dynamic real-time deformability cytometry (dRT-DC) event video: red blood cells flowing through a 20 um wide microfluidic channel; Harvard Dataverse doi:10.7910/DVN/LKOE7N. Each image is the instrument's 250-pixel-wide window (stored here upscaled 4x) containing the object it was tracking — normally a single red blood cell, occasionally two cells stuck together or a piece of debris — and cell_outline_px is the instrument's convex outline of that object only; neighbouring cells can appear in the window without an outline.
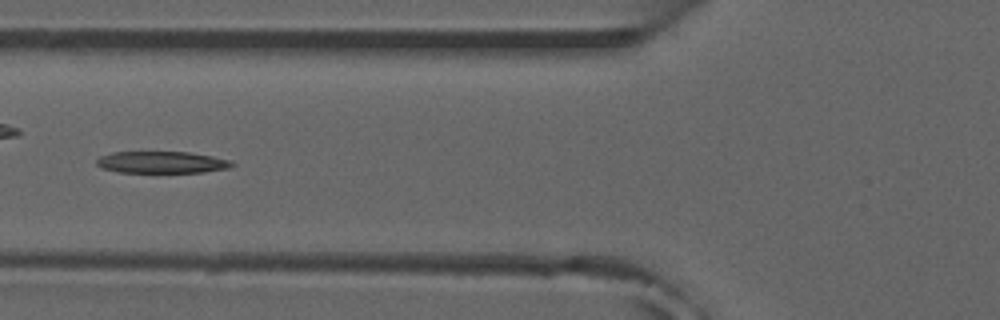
{"species": "common noctule bat (a hibernating species)", "species_latin": "Nyctalus noctula", "temperature_condition": "room temperature", "stored_images_in_passage": 43, "camera_frame_rate_fps": 3000, "um_per_image_px": 0.085, "animal": {"sex": "male", "forearm_length_mm": 52.5}, "frame": {"image": 1, "passage_image": 19, "time_ms": 6.0, "image_size_px": [1000, 320], "cell_outline_px": [[236, 164], [228, 168], [204, 172], [120, 172], [100, 168], [96, 164], [96, 160], [100, 156], [112, 152], [188, 152], [212, 156], [232, 160]], "centroid_in_image_um": [13.75, 13.79], "position_along_channel_um": 112.0, "area_um2": 17.22}}